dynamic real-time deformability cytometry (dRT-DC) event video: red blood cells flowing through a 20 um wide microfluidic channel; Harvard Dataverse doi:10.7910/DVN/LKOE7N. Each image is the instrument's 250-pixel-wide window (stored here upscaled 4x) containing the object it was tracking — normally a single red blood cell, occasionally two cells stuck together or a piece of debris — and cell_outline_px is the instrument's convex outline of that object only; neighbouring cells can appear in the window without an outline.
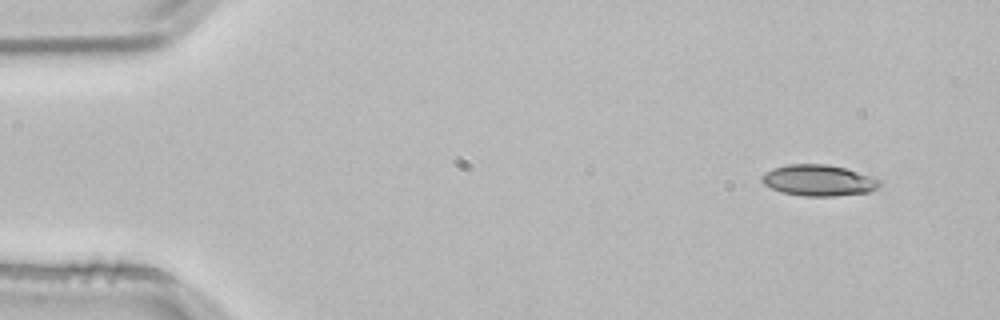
{"species": "common noctule bat (a hibernating species)", "species_latin": "Nyctalus noctula", "temperature_condition": "room temperature", "stored_images_in_passage": 3, "camera_frame_rate_fps": 3000, "um_per_image_px": 0.085, "animal": {"sex": "male", "body_mass_g": 21.5, "forearm_length_mm": 52.0}, "frame": {"image": 1, "passage_image": 1, "time_ms": 0.0, "image_size_px": [1000, 320], "cell_outline_px": [[880, 184], [876, 188], [868, 192], [836, 196], [804, 196], [780, 192], [764, 184], [760, 180], [760, 176], [772, 168], [788, 164], [824, 164], [844, 168], [872, 176], [880, 180]], "centroid_in_image_um": [69.54, 15.33], "position_along_channel_um": 15.5, "area_um2": 21.33}}